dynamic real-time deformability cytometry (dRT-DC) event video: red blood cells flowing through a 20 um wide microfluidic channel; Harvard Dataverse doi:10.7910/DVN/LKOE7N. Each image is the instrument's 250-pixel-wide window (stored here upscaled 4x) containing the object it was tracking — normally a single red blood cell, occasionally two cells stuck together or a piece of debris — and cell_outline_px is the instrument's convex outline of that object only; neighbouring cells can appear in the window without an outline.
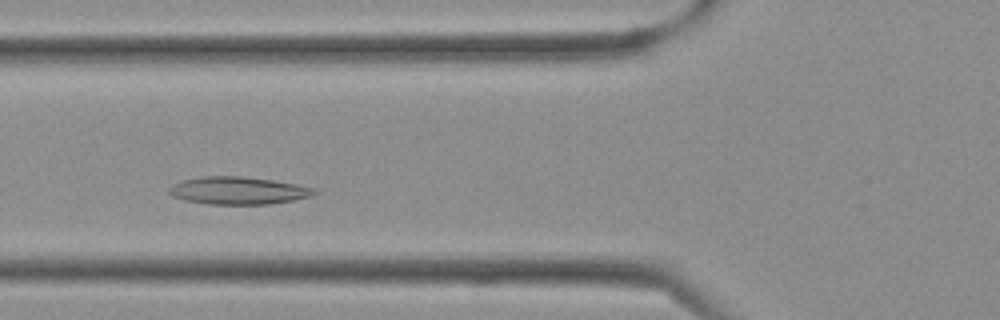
{"species": "Egyptian fruit bat (a non-hibernating species)", "species_latin": "Rousettus aegyptiacus", "temperature_condition": "cold", "stored_images_in_passage": 33, "camera_frame_rate_fps": 3000, "um_per_image_px": 0.085, "frame": {"image": 1, "passage_image": 9, "time_ms": 2.667, "image_size_px": [1000, 320], "cell_outline_px": [[320, 192], [312, 196], [292, 200], [268, 204], [208, 204], [184, 200], [172, 196], [168, 192], [168, 188], [172, 184], [184, 180], [204, 176], [240, 176], [272, 180], [296, 184], [316, 188]], "centroid_in_image_um": [20.26, 16.2], "position_along_channel_um": 105.5, "area_um2": 23.35}}
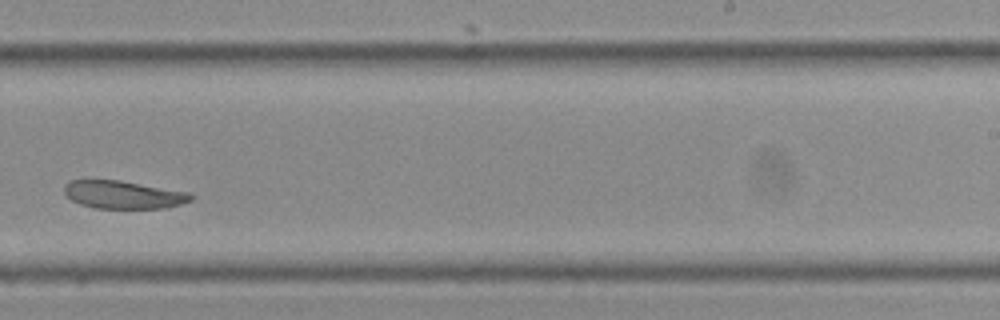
{"frame": {"image": 2, "passage_image": 19, "time_ms": 6.0, "image_size_px": [1000, 320], "cell_outline_px": [[192, 200], [168, 208], [96, 208], [80, 204], [72, 200], [64, 192], [64, 184], [68, 180], [120, 180], [192, 192]], "centroid_in_image_um": [10.51, 16.54], "position_along_channel_um": 278.5, "area_um2": 20.75}}
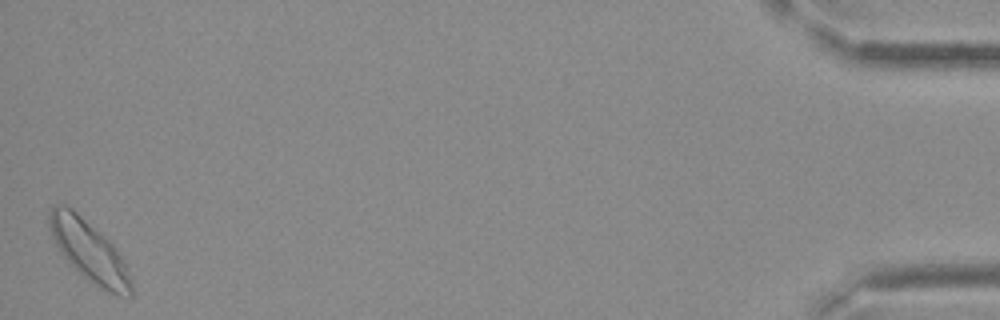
{"frame": {"image": 3, "passage_image": 33, "time_ms": 10.667, "image_size_px": [1000, 320], "cell_outline_px": [[132, 296], [120, 296], [108, 292], [100, 288], [76, 272], [68, 264], [60, 252], [52, 236], [48, 224], [48, 212], [56, 204], [64, 204], [72, 208], [104, 236], [112, 244], [124, 260], [128, 268], [132, 280]], "centroid_in_image_um": [7.57, 21.36], "position_along_channel_um": 427.6, "area_um2": 29.3}}